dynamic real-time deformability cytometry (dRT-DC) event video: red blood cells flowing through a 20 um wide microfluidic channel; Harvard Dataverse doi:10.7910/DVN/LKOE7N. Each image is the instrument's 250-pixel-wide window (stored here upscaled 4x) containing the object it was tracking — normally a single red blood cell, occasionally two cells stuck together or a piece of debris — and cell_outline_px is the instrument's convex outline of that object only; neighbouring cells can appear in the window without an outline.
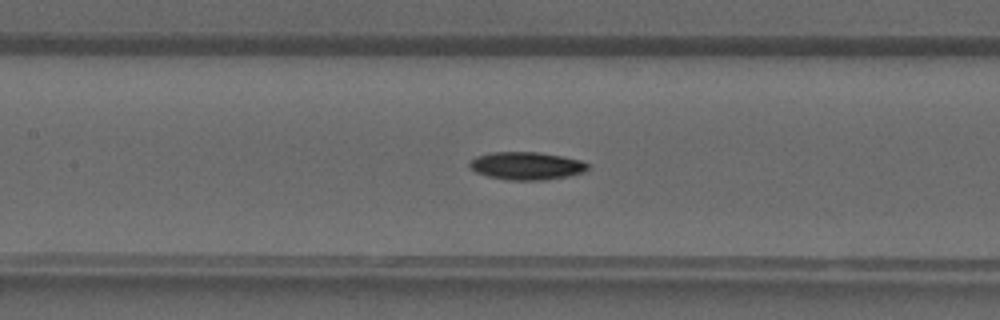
{"species": "common noctule bat (a hibernating species)", "species_latin": "Nyctalus noctula", "temperature_condition": "warm", "stored_images_in_passage": 39, "camera_frame_rate_fps": 3000, "um_per_image_px": 0.085, "animal": {"sex": "male", "forearm_length_mm": 52.5}, "frame": {"image": 1, "passage_image": 18, "time_ms": 5.667, "image_size_px": [1000, 320], "cell_outline_px": [[588, 168], [584, 172], [568, 176], [544, 180], [508, 180], [488, 176], [476, 172], [468, 164], [476, 156], [488, 152], [540, 152], [580, 160], [588, 164]], "centroid_in_image_um": [44.74, 14.09], "position_along_channel_um": 162.7, "area_um2": 19.07}}
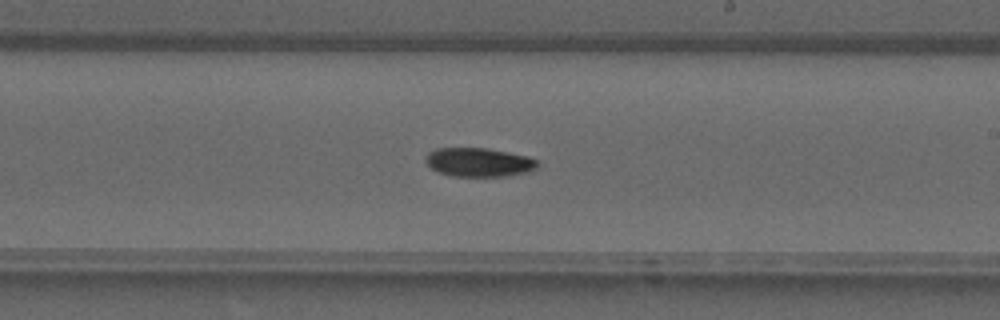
{"frame": {"image": 2, "passage_image": 23, "time_ms": 7.333, "image_size_px": [1000, 320], "cell_outline_px": [[536, 168], [528, 172], [504, 176], [448, 176], [436, 172], [424, 160], [424, 156], [428, 152], [436, 148], [488, 148], [528, 156], [536, 160]], "centroid_in_image_um": [40.64, 13.79], "position_along_channel_um": 248.4, "area_um2": 18.9}}
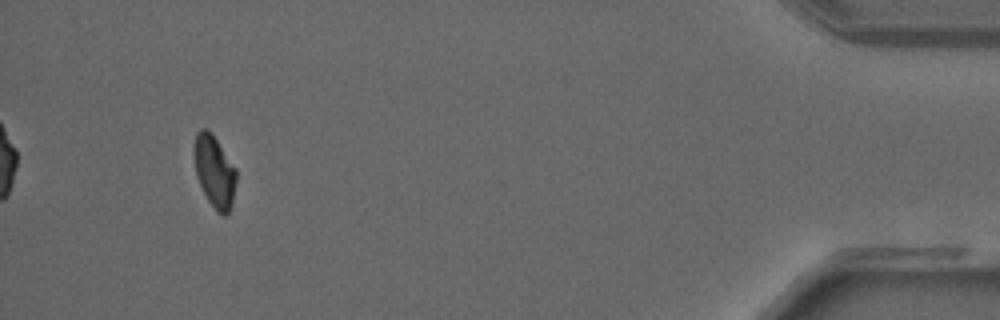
{"frame": {"image": 3, "passage_image": 37, "time_ms": 12.0, "image_size_px": [1000, 320], "cell_outline_px": [[236, 180], [232, 200], [228, 212], [224, 216], [216, 212], [208, 200], [196, 176], [192, 152], [192, 148], [196, 132], [200, 128], [204, 128], [212, 132], [236, 168]], "centroid_in_image_um": [18.19, 14.51], "position_along_channel_um": 417.0, "area_um2": 17.92}}